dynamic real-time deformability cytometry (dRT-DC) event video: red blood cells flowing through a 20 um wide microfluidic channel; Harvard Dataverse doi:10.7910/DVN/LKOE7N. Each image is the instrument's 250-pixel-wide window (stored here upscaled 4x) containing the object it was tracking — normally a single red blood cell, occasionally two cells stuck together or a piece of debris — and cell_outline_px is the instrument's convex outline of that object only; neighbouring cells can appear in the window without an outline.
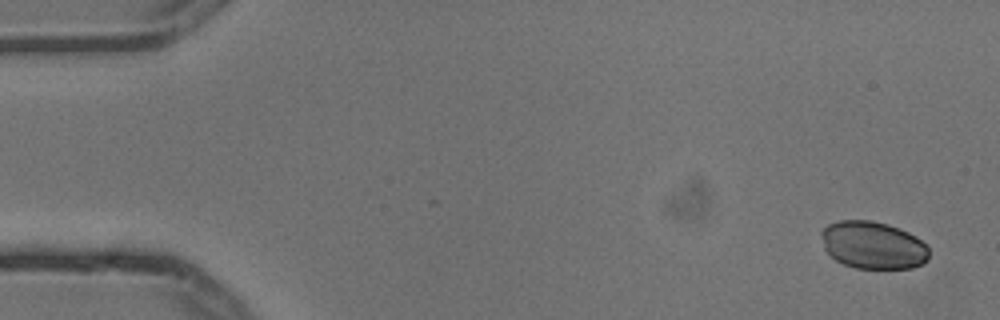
{"species": "common noctule bat (a hibernating species)", "species_latin": "Nyctalus noctula", "temperature_condition": "cold", "stored_images_in_passage": 5, "camera_frame_rate_fps": 3000, "um_per_image_px": 0.085, "animal": {"sex": "male", "body_mass_g": 13.3}, "frame": {"image": 1, "passage_image": 1, "time_ms": 0.0, "image_size_px": [1000, 320], "cell_outline_px": [[928, 260], [924, 264], [912, 268], [856, 268], [844, 264], [836, 260], [824, 248], [820, 236], [820, 232], [828, 224], [840, 220], [872, 220], [888, 224], [900, 228], [916, 236], [928, 248]], "centroid_in_image_um": [74.2, 20.83], "position_along_channel_um": 10.8, "area_um2": 29.94}}
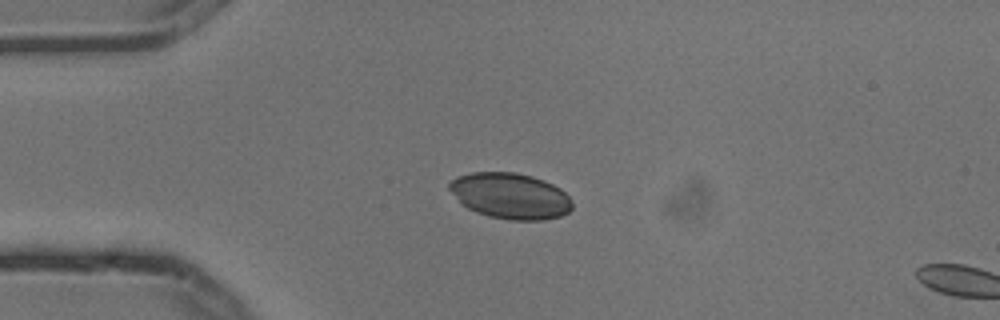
{"frame": {"image": 2, "passage_image": 4, "time_ms": 1.0, "image_size_px": [1000, 320], "cell_outline_px": [[572, 208], [568, 212], [560, 216], [544, 220], [508, 220], [488, 216], [476, 212], [468, 208], [448, 188], [448, 184], [456, 176], [472, 172], [516, 172], [532, 176], [544, 180], [560, 188], [572, 200]], "centroid_in_image_um": [43.39, 16.64], "position_along_channel_um": 41.6, "area_um2": 32.83}}